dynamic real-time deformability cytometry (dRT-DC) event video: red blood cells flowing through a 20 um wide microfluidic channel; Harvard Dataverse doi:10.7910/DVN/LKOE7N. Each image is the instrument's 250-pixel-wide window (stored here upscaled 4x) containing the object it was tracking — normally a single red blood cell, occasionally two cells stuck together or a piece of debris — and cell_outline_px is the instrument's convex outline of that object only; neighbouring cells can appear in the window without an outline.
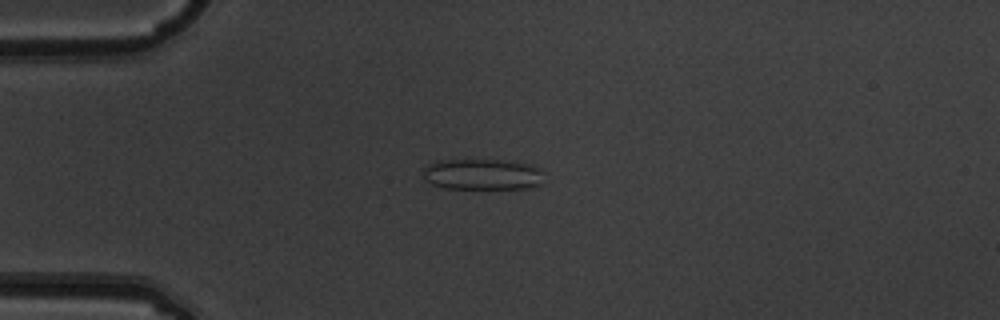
{"species": "common noctule bat (a hibernating species)", "species_latin": "Nyctalus noctula", "temperature_condition": "warm", "stored_images_in_passage": 5, "camera_frame_rate_fps": 3000, "um_per_image_px": 0.085, "animal": {"sex": "male", "body_mass_g": 19.5, "forearm_length_mm": 54.6}, "frame": {"image": 1, "passage_image": 4, "time_ms": 1.0, "image_size_px": [1000, 320], "cell_outline_px": [[544, 184], [524, 188], [444, 188], [432, 184], [424, 176], [424, 168], [436, 160], [496, 160], [528, 164], [536, 168]], "centroid_in_image_um": [40.96, 14.82], "position_along_channel_um": 44.0, "area_um2": 21.27}}